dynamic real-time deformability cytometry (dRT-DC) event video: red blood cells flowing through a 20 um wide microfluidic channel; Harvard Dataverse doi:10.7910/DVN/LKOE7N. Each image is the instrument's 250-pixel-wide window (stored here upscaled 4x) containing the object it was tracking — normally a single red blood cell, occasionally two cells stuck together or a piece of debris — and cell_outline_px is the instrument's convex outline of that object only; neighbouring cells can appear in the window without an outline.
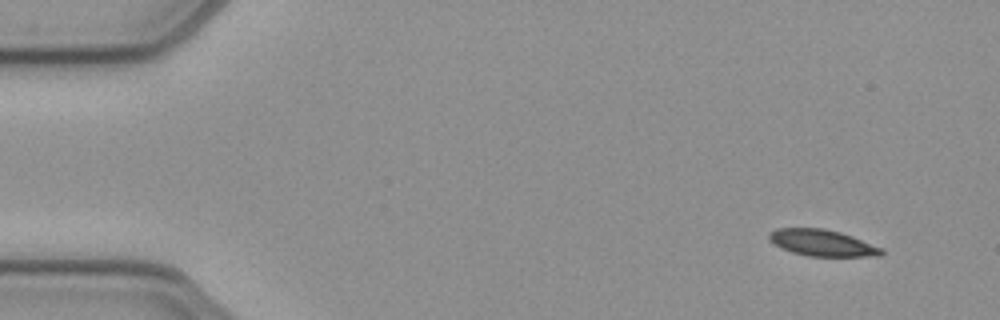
{"species": "common noctule bat (a hibernating species)", "species_latin": "Nyctalus noctula", "temperature_condition": "cold", "stored_images_in_passage": 49, "camera_frame_rate_fps": 3000, "um_per_image_px": 0.085, "animal": {"sex": "female", "body_mass_g": 21.9}, "frame": {"image": 1, "passage_image": 1, "time_ms": 0.0, "image_size_px": [1000, 320], "cell_outline_px": [[884, 252], [880, 256], [808, 256], [792, 252], [780, 248], [768, 240], [768, 232], [776, 228], [824, 228], [840, 232], [852, 236], [884, 248]], "centroid_in_image_um": [69.87, 20.64], "position_along_channel_um": 15.1, "area_um2": 17.51}}
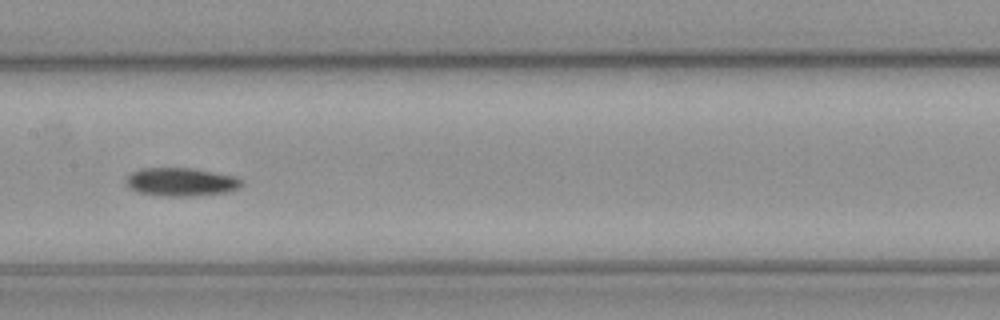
{"frame": {"image": 2, "passage_image": 23, "time_ms": 7.333, "image_size_px": [1000, 320], "cell_outline_px": [[244, 184], [240, 188], [228, 192], [196, 196], [164, 196], [136, 192], [128, 188], [124, 184], [124, 180], [132, 172], [140, 168], [192, 168], [232, 176], [244, 180]], "centroid_in_image_um": [15.36, 15.48], "position_along_channel_um": 192.0, "area_um2": 19.36}}
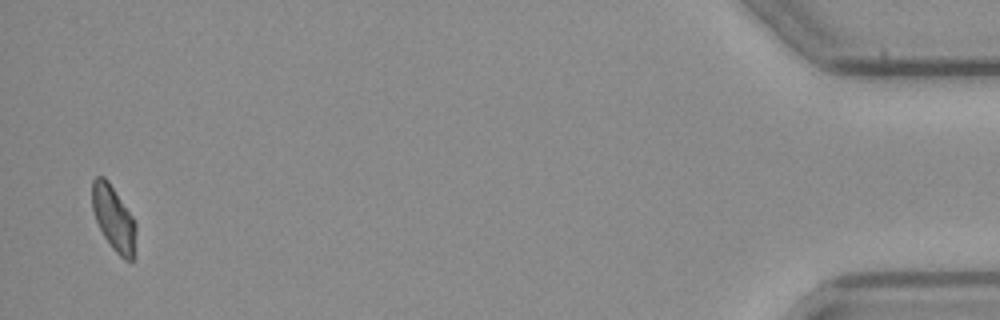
{"frame": {"image": 3, "passage_image": 48, "time_ms": 15.667, "image_size_px": [1000, 320], "cell_outline_px": [[136, 232], [132, 260], [124, 260], [112, 248], [104, 236], [96, 220], [92, 208], [92, 180], [96, 176], [104, 176], [108, 180], [132, 216], [136, 224]], "centroid_in_image_um": [9.64, 18.53], "position_along_channel_um": 425.6, "area_um2": 16.36}, "authors_computed_cell_mechanics": {"area_um2": 17.9758, "velocity_mm_per_s": 3.9129, "shape_relaxation_time_tau1_ms": 9.5392, "shape_relaxation_time_tau2_ms": null, "deformation_change_tau1": 0.173, "deformation_change_tau2": null}}